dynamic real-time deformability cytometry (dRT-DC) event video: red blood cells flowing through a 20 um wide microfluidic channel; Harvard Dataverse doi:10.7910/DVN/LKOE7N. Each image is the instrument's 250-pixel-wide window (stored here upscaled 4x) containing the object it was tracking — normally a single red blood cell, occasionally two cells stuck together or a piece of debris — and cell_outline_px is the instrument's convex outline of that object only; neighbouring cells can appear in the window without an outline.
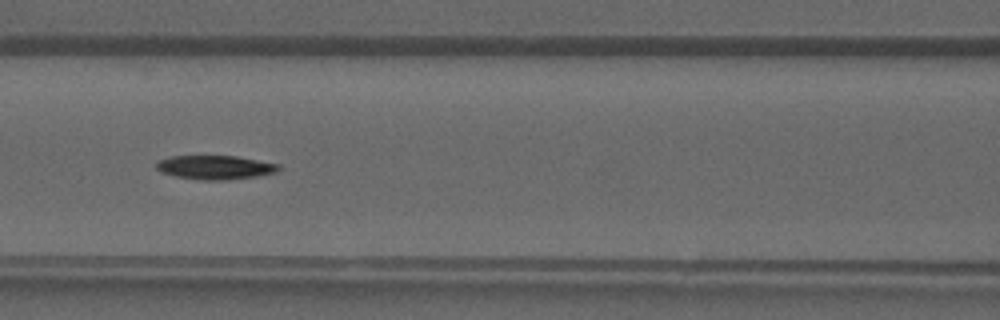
{"species": "common noctule bat (a hibernating species)", "species_latin": "Nyctalus noctula", "temperature_condition": "warm", "stored_images_in_passage": 40, "camera_frame_rate_fps": 3000, "um_per_image_px": 0.085, "animal": {"sex": "male", "forearm_length_mm": 52.5}, "frame": {"image": 1, "passage_image": 17, "time_ms": 5.333, "image_size_px": [1000, 320], "cell_outline_px": [[280, 168], [276, 172], [256, 176], [224, 180], [204, 180], [176, 176], [160, 172], [156, 168], [156, 164], [160, 160], [172, 156], [236, 156], [280, 164]], "centroid_in_image_um": [18.29, 14.22], "position_along_channel_um": 148.3, "area_um2": 16.88}}
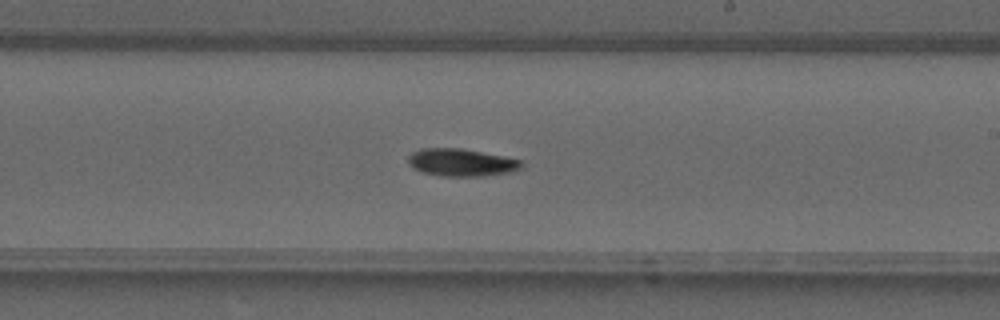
{"frame": {"image": 2, "passage_image": 23, "time_ms": 7.333, "image_size_px": [1000, 320], "cell_outline_px": [[524, 164], [520, 168], [508, 172], [484, 176], [440, 176], [424, 172], [412, 168], [408, 164], [408, 156], [412, 152], [420, 148], [460, 148], [520, 160]], "centroid_in_image_um": [39.14, 13.81], "position_along_channel_um": 249.9, "area_um2": 17.98}}
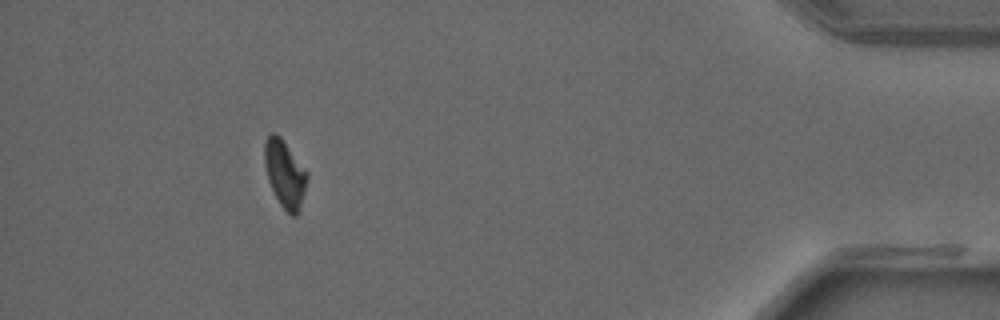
{"frame": {"image": 3, "passage_image": 36, "time_ms": 11.667, "image_size_px": [1000, 320], "cell_outline_px": [[308, 176], [300, 208], [296, 216], [292, 216], [280, 204], [268, 180], [264, 164], [264, 144], [268, 136], [272, 132], [276, 132], [280, 136], [308, 172]], "centroid_in_image_um": [24.2, 14.75], "position_along_channel_um": 411.0, "area_um2": 16.53}}